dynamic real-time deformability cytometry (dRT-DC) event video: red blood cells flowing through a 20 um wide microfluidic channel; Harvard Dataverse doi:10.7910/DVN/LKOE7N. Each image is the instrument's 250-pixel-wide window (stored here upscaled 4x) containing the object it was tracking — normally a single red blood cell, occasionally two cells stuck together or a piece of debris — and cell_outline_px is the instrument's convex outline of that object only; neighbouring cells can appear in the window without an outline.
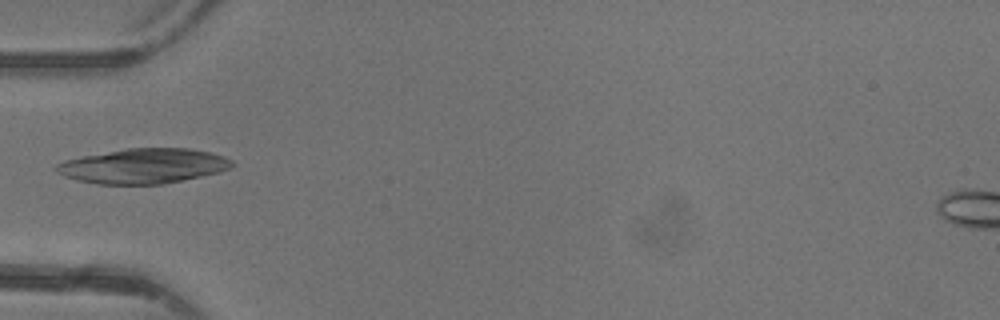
{"species": "common noctule bat (a hibernating species)", "species_latin": "Nyctalus noctula", "temperature_condition": "warm", "stored_images_in_passage": 2, "camera_frame_rate_fps": 3000, "um_per_image_px": 0.085, "animal": {"sex": "female"}, "frame": {"image": 1, "passage_image": 2, "time_ms": 1.333, "image_size_px": [1000, 320], "cell_outline_px": [[236, 164], [232, 168], [220, 172], [160, 184], [96, 184], [76, 180], [64, 176], [56, 172], [52, 168], [56, 164], [64, 160], [124, 148], [188, 148], [212, 152], [224, 156], [232, 160]], "centroid_in_image_um": [12.18, 14.1], "position_along_channel_um": 72.8, "area_um2": 35.95}}